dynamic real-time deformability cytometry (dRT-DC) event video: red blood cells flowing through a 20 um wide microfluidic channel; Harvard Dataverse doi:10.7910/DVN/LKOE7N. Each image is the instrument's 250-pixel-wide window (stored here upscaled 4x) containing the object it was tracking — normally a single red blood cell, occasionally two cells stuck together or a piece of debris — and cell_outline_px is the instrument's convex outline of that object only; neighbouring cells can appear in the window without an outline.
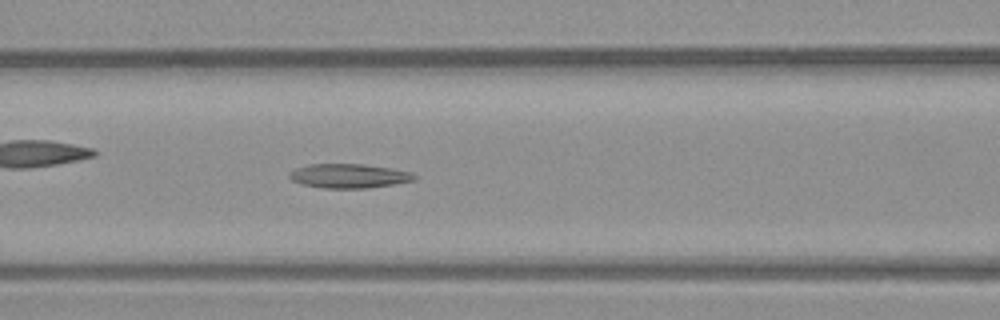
{"species": "common noctule bat (a hibernating species)", "species_latin": "Nyctalus noctula", "temperature_condition": "warm", "stored_images_in_passage": 50, "camera_frame_rate_fps": 3000, "um_per_image_px": 0.085, "animal": {"sex": "male", "body_mass_g": 23.1, "forearm_length_mm": 52.7}, "frame": {"image": 1, "passage_image": 20, "time_ms": 6.333, "image_size_px": [1000, 320], "cell_outline_px": [[416, 180], [368, 188], [324, 188], [304, 184], [292, 180], [288, 176], [296, 168], [312, 164], [364, 164], [392, 168], [412, 172], [416, 176]], "centroid_in_image_um": [29.71, 14.95], "position_along_channel_um": 136.9, "area_um2": 17.46}}
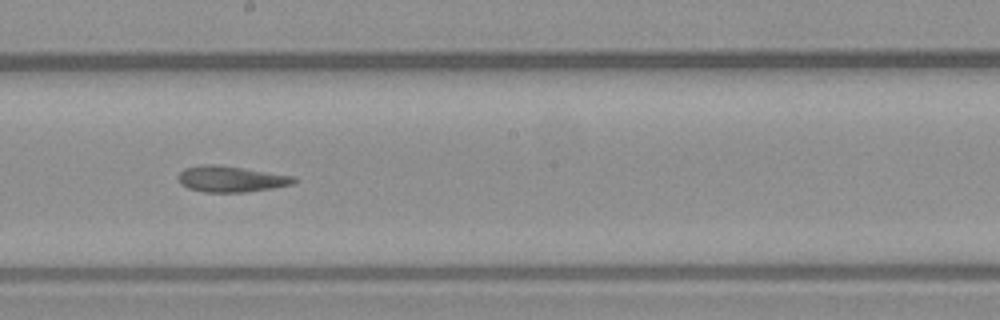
{"frame": {"image": 2, "passage_image": 27, "time_ms": 8.667, "image_size_px": [1000, 320], "cell_outline_px": [[296, 180], [292, 184], [272, 188], [244, 192], [204, 192], [188, 188], [180, 184], [176, 176], [184, 168], [208, 164], [216, 164], [296, 176]], "centroid_in_image_um": [19.6, 15.21], "position_along_channel_um": 228.6, "area_um2": 17.51}}
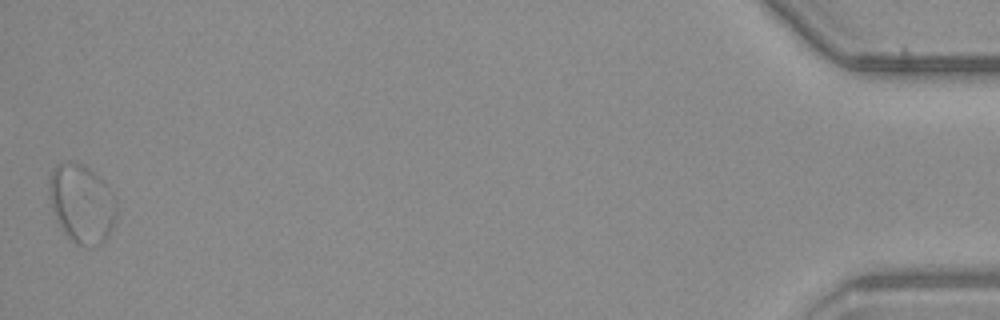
{"frame": {"image": 3, "passage_image": 50, "time_ms": 16.333, "image_size_px": [1000, 320], "cell_outline_px": [[116, 216], [112, 228], [108, 236], [100, 244], [88, 248], [76, 244], [64, 232], [52, 208], [48, 192], [48, 180], [56, 164], [68, 160], [80, 164], [88, 168], [100, 176], [104, 180], [112, 192], [116, 200]], "centroid_in_image_um": [6.96, 17.29], "position_along_channel_um": 428.2, "area_um2": 31.04}, "authors_computed_cell_mechanics": {"area_um2": 18.496, "velocity_mm_per_s": 3.9475, "shape_relaxation_time_tau1_ms": null, "shape_relaxation_time_tau2_ms": 7.317, "deformation_change_tau1": null, "deformation_change_tau2": 0.1688}}